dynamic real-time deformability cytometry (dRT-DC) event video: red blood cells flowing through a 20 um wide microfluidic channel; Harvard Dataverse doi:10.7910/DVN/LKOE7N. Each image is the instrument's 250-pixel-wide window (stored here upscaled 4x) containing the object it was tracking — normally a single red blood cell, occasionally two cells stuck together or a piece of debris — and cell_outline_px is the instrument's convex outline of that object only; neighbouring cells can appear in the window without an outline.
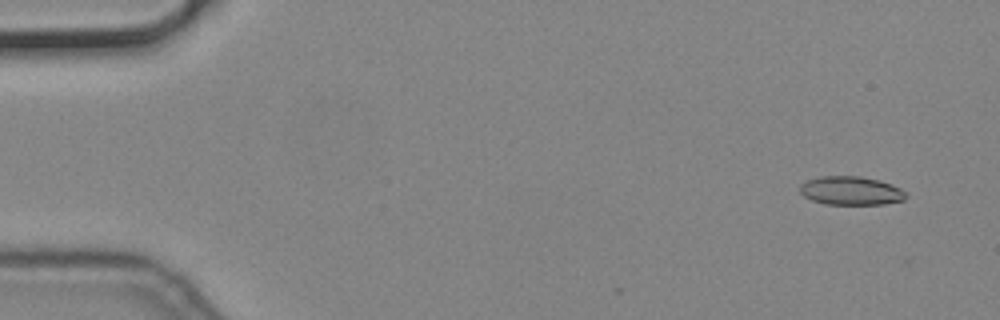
{"species": "common noctule bat (a hibernating species)", "species_latin": "Nyctalus noctula", "temperature_condition": "cold", "stored_images_in_passage": 13, "camera_frame_rate_fps": 3000, "um_per_image_px": 0.085, "animal": {"sex": "male", "body_mass_g": 19.2, "forearm_length_mm": 51.8}, "frame": {"image": 1, "passage_image": 4, "time_ms": 1.0, "image_size_px": [1000, 320], "cell_outline_px": [[908, 196], [904, 200], [884, 204], [824, 204], [812, 200], [804, 196], [800, 192], [800, 184], [808, 180], [820, 176], [860, 176], [892, 184], [908, 192]], "centroid_in_image_um": [72.35, 16.21], "position_along_channel_um": 12.6, "area_um2": 17.74}}